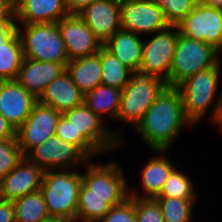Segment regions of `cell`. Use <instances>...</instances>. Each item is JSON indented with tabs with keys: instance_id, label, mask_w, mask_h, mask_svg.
<instances>
[{
	"instance_id": "cell-36",
	"label": "cell",
	"mask_w": 222,
	"mask_h": 222,
	"mask_svg": "<svg viewBox=\"0 0 222 222\" xmlns=\"http://www.w3.org/2000/svg\"><path fill=\"white\" fill-rule=\"evenodd\" d=\"M0 21H16L15 0H0Z\"/></svg>"
},
{
	"instance_id": "cell-43",
	"label": "cell",
	"mask_w": 222,
	"mask_h": 222,
	"mask_svg": "<svg viewBox=\"0 0 222 222\" xmlns=\"http://www.w3.org/2000/svg\"><path fill=\"white\" fill-rule=\"evenodd\" d=\"M216 133H219L220 135L222 134V120L220 122V125L216 128Z\"/></svg>"
},
{
	"instance_id": "cell-1",
	"label": "cell",
	"mask_w": 222,
	"mask_h": 222,
	"mask_svg": "<svg viewBox=\"0 0 222 222\" xmlns=\"http://www.w3.org/2000/svg\"><path fill=\"white\" fill-rule=\"evenodd\" d=\"M192 128L185 117L180 91L167 86L134 130L146 149L171 150L182 133L186 129L192 131Z\"/></svg>"
},
{
	"instance_id": "cell-25",
	"label": "cell",
	"mask_w": 222,
	"mask_h": 222,
	"mask_svg": "<svg viewBox=\"0 0 222 222\" xmlns=\"http://www.w3.org/2000/svg\"><path fill=\"white\" fill-rule=\"evenodd\" d=\"M23 60L22 43L16 31L0 45V81L15 80Z\"/></svg>"
},
{
	"instance_id": "cell-5",
	"label": "cell",
	"mask_w": 222,
	"mask_h": 222,
	"mask_svg": "<svg viewBox=\"0 0 222 222\" xmlns=\"http://www.w3.org/2000/svg\"><path fill=\"white\" fill-rule=\"evenodd\" d=\"M81 185V169L44 171L40 192L49 215L76 218Z\"/></svg>"
},
{
	"instance_id": "cell-24",
	"label": "cell",
	"mask_w": 222,
	"mask_h": 222,
	"mask_svg": "<svg viewBox=\"0 0 222 222\" xmlns=\"http://www.w3.org/2000/svg\"><path fill=\"white\" fill-rule=\"evenodd\" d=\"M121 91L115 87L100 84L84 95V103L110 125L112 121L117 122Z\"/></svg>"
},
{
	"instance_id": "cell-15",
	"label": "cell",
	"mask_w": 222,
	"mask_h": 222,
	"mask_svg": "<svg viewBox=\"0 0 222 222\" xmlns=\"http://www.w3.org/2000/svg\"><path fill=\"white\" fill-rule=\"evenodd\" d=\"M57 24L69 61L96 54L103 47V43L78 15H68Z\"/></svg>"
},
{
	"instance_id": "cell-34",
	"label": "cell",
	"mask_w": 222,
	"mask_h": 222,
	"mask_svg": "<svg viewBox=\"0 0 222 222\" xmlns=\"http://www.w3.org/2000/svg\"><path fill=\"white\" fill-rule=\"evenodd\" d=\"M99 222H136L135 197L113 206Z\"/></svg>"
},
{
	"instance_id": "cell-29",
	"label": "cell",
	"mask_w": 222,
	"mask_h": 222,
	"mask_svg": "<svg viewBox=\"0 0 222 222\" xmlns=\"http://www.w3.org/2000/svg\"><path fill=\"white\" fill-rule=\"evenodd\" d=\"M196 183L186 171H182L178 165L171 171L163 188L157 197H176L180 199H189L199 201V192L196 190Z\"/></svg>"
},
{
	"instance_id": "cell-42",
	"label": "cell",
	"mask_w": 222,
	"mask_h": 222,
	"mask_svg": "<svg viewBox=\"0 0 222 222\" xmlns=\"http://www.w3.org/2000/svg\"><path fill=\"white\" fill-rule=\"evenodd\" d=\"M204 4L222 8V0H200Z\"/></svg>"
},
{
	"instance_id": "cell-7",
	"label": "cell",
	"mask_w": 222,
	"mask_h": 222,
	"mask_svg": "<svg viewBox=\"0 0 222 222\" xmlns=\"http://www.w3.org/2000/svg\"><path fill=\"white\" fill-rule=\"evenodd\" d=\"M24 58L67 64L68 54L57 23L16 24Z\"/></svg>"
},
{
	"instance_id": "cell-2",
	"label": "cell",
	"mask_w": 222,
	"mask_h": 222,
	"mask_svg": "<svg viewBox=\"0 0 222 222\" xmlns=\"http://www.w3.org/2000/svg\"><path fill=\"white\" fill-rule=\"evenodd\" d=\"M221 82L222 62L220 60L215 66L199 71L176 87L182 96L185 117L193 127L202 123V120H208L209 125H212L215 130L220 125L222 120Z\"/></svg>"
},
{
	"instance_id": "cell-33",
	"label": "cell",
	"mask_w": 222,
	"mask_h": 222,
	"mask_svg": "<svg viewBox=\"0 0 222 222\" xmlns=\"http://www.w3.org/2000/svg\"><path fill=\"white\" fill-rule=\"evenodd\" d=\"M136 222H165L154 198H135Z\"/></svg>"
},
{
	"instance_id": "cell-40",
	"label": "cell",
	"mask_w": 222,
	"mask_h": 222,
	"mask_svg": "<svg viewBox=\"0 0 222 222\" xmlns=\"http://www.w3.org/2000/svg\"><path fill=\"white\" fill-rule=\"evenodd\" d=\"M15 136L16 131L0 113V141L14 138Z\"/></svg>"
},
{
	"instance_id": "cell-9",
	"label": "cell",
	"mask_w": 222,
	"mask_h": 222,
	"mask_svg": "<svg viewBox=\"0 0 222 222\" xmlns=\"http://www.w3.org/2000/svg\"><path fill=\"white\" fill-rule=\"evenodd\" d=\"M179 31L176 25L144 36L143 59L139 74L162 79L169 86V72Z\"/></svg>"
},
{
	"instance_id": "cell-16",
	"label": "cell",
	"mask_w": 222,
	"mask_h": 222,
	"mask_svg": "<svg viewBox=\"0 0 222 222\" xmlns=\"http://www.w3.org/2000/svg\"><path fill=\"white\" fill-rule=\"evenodd\" d=\"M38 99L15 80L0 81V113L16 131L31 114Z\"/></svg>"
},
{
	"instance_id": "cell-11",
	"label": "cell",
	"mask_w": 222,
	"mask_h": 222,
	"mask_svg": "<svg viewBox=\"0 0 222 222\" xmlns=\"http://www.w3.org/2000/svg\"><path fill=\"white\" fill-rule=\"evenodd\" d=\"M25 157L43 171L81 169L89 160L75 145L56 135L32 148Z\"/></svg>"
},
{
	"instance_id": "cell-13",
	"label": "cell",
	"mask_w": 222,
	"mask_h": 222,
	"mask_svg": "<svg viewBox=\"0 0 222 222\" xmlns=\"http://www.w3.org/2000/svg\"><path fill=\"white\" fill-rule=\"evenodd\" d=\"M149 151V154L152 153L153 155L143 164L141 170H138V182L140 184L136 186V181L132 184L129 182V197H157L169 174L177 166L175 161H172L171 156L169 157L167 154L171 150L153 149Z\"/></svg>"
},
{
	"instance_id": "cell-20",
	"label": "cell",
	"mask_w": 222,
	"mask_h": 222,
	"mask_svg": "<svg viewBox=\"0 0 222 222\" xmlns=\"http://www.w3.org/2000/svg\"><path fill=\"white\" fill-rule=\"evenodd\" d=\"M16 24L57 23L69 15L66 0H15Z\"/></svg>"
},
{
	"instance_id": "cell-26",
	"label": "cell",
	"mask_w": 222,
	"mask_h": 222,
	"mask_svg": "<svg viewBox=\"0 0 222 222\" xmlns=\"http://www.w3.org/2000/svg\"><path fill=\"white\" fill-rule=\"evenodd\" d=\"M129 197L79 196L76 218L79 222H99L113 206Z\"/></svg>"
},
{
	"instance_id": "cell-22",
	"label": "cell",
	"mask_w": 222,
	"mask_h": 222,
	"mask_svg": "<svg viewBox=\"0 0 222 222\" xmlns=\"http://www.w3.org/2000/svg\"><path fill=\"white\" fill-rule=\"evenodd\" d=\"M144 36L124 29L118 30L103 47L134 73H138L143 59Z\"/></svg>"
},
{
	"instance_id": "cell-37",
	"label": "cell",
	"mask_w": 222,
	"mask_h": 222,
	"mask_svg": "<svg viewBox=\"0 0 222 222\" xmlns=\"http://www.w3.org/2000/svg\"><path fill=\"white\" fill-rule=\"evenodd\" d=\"M0 222H16L13 201L0 199Z\"/></svg>"
},
{
	"instance_id": "cell-18",
	"label": "cell",
	"mask_w": 222,
	"mask_h": 222,
	"mask_svg": "<svg viewBox=\"0 0 222 222\" xmlns=\"http://www.w3.org/2000/svg\"><path fill=\"white\" fill-rule=\"evenodd\" d=\"M44 171L26 157L0 181L2 200L14 201L40 190Z\"/></svg>"
},
{
	"instance_id": "cell-28",
	"label": "cell",
	"mask_w": 222,
	"mask_h": 222,
	"mask_svg": "<svg viewBox=\"0 0 222 222\" xmlns=\"http://www.w3.org/2000/svg\"><path fill=\"white\" fill-rule=\"evenodd\" d=\"M102 66L101 84L123 90L134 74L104 47L98 52Z\"/></svg>"
},
{
	"instance_id": "cell-39",
	"label": "cell",
	"mask_w": 222,
	"mask_h": 222,
	"mask_svg": "<svg viewBox=\"0 0 222 222\" xmlns=\"http://www.w3.org/2000/svg\"><path fill=\"white\" fill-rule=\"evenodd\" d=\"M16 32V21H0V45Z\"/></svg>"
},
{
	"instance_id": "cell-6",
	"label": "cell",
	"mask_w": 222,
	"mask_h": 222,
	"mask_svg": "<svg viewBox=\"0 0 222 222\" xmlns=\"http://www.w3.org/2000/svg\"><path fill=\"white\" fill-rule=\"evenodd\" d=\"M116 158L106 163L99 161L100 158H94L85 163L81 168L82 185L79 196L129 197L130 180L124 172L123 164Z\"/></svg>"
},
{
	"instance_id": "cell-30",
	"label": "cell",
	"mask_w": 222,
	"mask_h": 222,
	"mask_svg": "<svg viewBox=\"0 0 222 222\" xmlns=\"http://www.w3.org/2000/svg\"><path fill=\"white\" fill-rule=\"evenodd\" d=\"M162 211L165 222H193L192 217L197 201L180 199L176 197H155L154 198Z\"/></svg>"
},
{
	"instance_id": "cell-41",
	"label": "cell",
	"mask_w": 222,
	"mask_h": 222,
	"mask_svg": "<svg viewBox=\"0 0 222 222\" xmlns=\"http://www.w3.org/2000/svg\"><path fill=\"white\" fill-rule=\"evenodd\" d=\"M46 222H79L77 218L67 216H50Z\"/></svg>"
},
{
	"instance_id": "cell-27",
	"label": "cell",
	"mask_w": 222,
	"mask_h": 222,
	"mask_svg": "<svg viewBox=\"0 0 222 222\" xmlns=\"http://www.w3.org/2000/svg\"><path fill=\"white\" fill-rule=\"evenodd\" d=\"M16 222H46L50 217L40 190L13 201Z\"/></svg>"
},
{
	"instance_id": "cell-17",
	"label": "cell",
	"mask_w": 222,
	"mask_h": 222,
	"mask_svg": "<svg viewBox=\"0 0 222 222\" xmlns=\"http://www.w3.org/2000/svg\"><path fill=\"white\" fill-rule=\"evenodd\" d=\"M120 4L121 2L116 0H97L78 16L104 44L122 29Z\"/></svg>"
},
{
	"instance_id": "cell-32",
	"label": "cell",
	"mask_w": 222,
	"mask_h": 222,
	"mask_svg": "<svg viewBox=\"0 0 222 222\" xmlns=\"http://www.w3.org/2000/svg\"><path fill=\"white\" fill-rule=\"evenodd\" d=\"M164 13L170 25L178 24L187 17L200 0H153Z\"/></svg>"
},
{
	"instance_id": "cell-23",
	"label": "cell",
	"mask_w": 222,
	"mask_h": 222,
	"mask_svg": "<svg viewBox=\"0 0 222 222\" xmlns=\"http://www.w3.org/2000/svg\"><path fill=\"white\" fill-rule=\"evenodd\" d=\"M72 82L85 95L101 84L102 66L98 53L70 60L66 64Z\"/></svg>"
},
{
	"instance_id": "cell-4",
	"label": "cell",
	"mask_w": 222,
	"mask_h": 222,
	"mask_svg": "<svg viewBox=\"0 0 222 222\" xmlns=\"http://www.w3.org/2000/svg\"><path fill=\"white\" fill-rule=\"evenodd\" d=\"M167 87L166 82L156 77H150L134 73L128 84L121 91L120 110L117 115V122L123 123L118 128L112 127V131L122 141V146L127 147L131 142L126 138L125 130L135 128L142 120L145 112L151 107L157 97ZM126 123V124H125ZM125 124V125H124ZM127 125V126H126ZM125 138V139H124Z\"/></svg>"
},
{
	"instance_id": "cell-10",
	"label": "cell",
	"mask_w": 222,
	"mask_h": 222,
	"mask_svg": "<svg viewBox=\"0 0 222 222\" xmlns=\"http://www.w3.org/2000/svg\"><path fill=\"white\" fill-rule=\"evenodd\" d=\"M176 27L180 34L209 43L222 51V8L199 1Z\"/></svg>"
},
{
	"instance_id": "cell-12",
	"label": "cell",
	"mask_w": 222,
	"mask_h": 222,
	"mask_svg": "<svg viewBox=\"0 0 222 222\" xmlns=\"http://www.w3.org/2000/svg\"><path fill=\"white\" fill-rule=\"evenodd\" d=\"M122 29L147 36L170 26L153 0H126L120 4Z\"/></svg>"
},
{
	"instance_id": "cell-31",
	"label": "cell",
	"mask_w": 222,
	"mask_h": 222,
	"mask_svg": "<svg viewBox=\"0 0 222 222\" xmlns=\"http://www.w3.org/2000/svg\"><path fill=\"white\" fill-rule=\"evenodd\" d=\"M24 158L25 155L19 147L17 136L0 141V181Z\"/></svg>"
},
{
	"instance_id": "cell-21",
	"label": "cell",
	"mask_w": 222,
	"mask_h": 222,
	"mask_svg": "<svg viewBox=\"0 0 222 222\" xmlns=\"http://www.w3.org/2000/svg\"><path fill=\"white\" fill-rule=\"evenodd\" d=\"M38 102L53 107L61 114L84 103V94L72 82L67 71L49 83Z\"/></svg>"
},
{
	"instance_id": "cell-14",
	"label": "cell",
	"mask_w": 222,
	"mask_h": 222,
	"mask_svg": "<svg viewBox=\"0 0 222 222\" xmlns=\"http://www.w3.org/2000/svg\"><path fill=\"white\" fill-rule=\"evenodd\" d=\"M60 115L53 107L40 102L35 104L31 114L16 130L18 144L24 155L55 135Z\"/></svg>"
},
{
	"instance_id": "cell-8",
	"label": "cell",
	"mask_w": 222,
	"mask_h": 222,
	"mask_svg": "<svg viewBox=\"0 0 222 222\" xmlns=\"http://www.w3.org/2000/svg\"><path fill=\"white\" fill-rule=\"evenodd\" d=\"M221 60L213 45L179 33L169 72V87H177L187 78L215 66Z\"/></svg>"
},
{
	"instance_id": "cell-35",
	"label": "cell",
	"mask_w": 222,
	"mask_h": 222,
	"mask_svg": "<svg viewBox=\"0 0 222 222\" xmlns=\"http://www.w3.org/2000/svg\"><path fill=\"white\" fill-rule=\"evenodd\" d=\"M55 135L60 139L75 145L74 128L62 114L58 118Z\"/></svg>"
},
{
	"instance_id": "cell-38",
	"label": "cell",
	"mask_w": 222,
	"mask_h": 222,
	"mask_svg": "<svg viewBox=\"0 0 222 222\" xmlns=\"http://www.w3.org/2000/svg\"><path fill=\"white\" fill-rule=\"evenodd\" d=\"M97 0H66V6L69 15H78L90 4Z\"/></svg>"
},
{
	"instance_id": "cell-19",
	"label": "cell",
	"mask_w": 222,
	"mask_h": 222,
	"mask_svg": "<svg viewBox=\"0 0 222 222\" xmlns=\"http://www.w3.org/2000/svg\"><path fill=\"white\" fill-rule=\"evenodd\" d=\"M65 71L66 64L24 58L15 81L38 99L46 86Z\"/></svg>"
},
{
	"instance_id": "cell-3",
	"label": "cell",
	"mask_w": 222,
	"mask_h": 222,
	"mask_svg": "<svg viewBox=\"0 0 222 222\" xmlns=\"http://www.w3.org/2000/svg\"><path fill=\"white\" fill-rule=\"evenodd\" d=\"M62 115L74 128L75 146L88 158H105L117 149L122 141L100 116L89 109L85 103L65 111Z\"/></svg>"
}]
</instances>
